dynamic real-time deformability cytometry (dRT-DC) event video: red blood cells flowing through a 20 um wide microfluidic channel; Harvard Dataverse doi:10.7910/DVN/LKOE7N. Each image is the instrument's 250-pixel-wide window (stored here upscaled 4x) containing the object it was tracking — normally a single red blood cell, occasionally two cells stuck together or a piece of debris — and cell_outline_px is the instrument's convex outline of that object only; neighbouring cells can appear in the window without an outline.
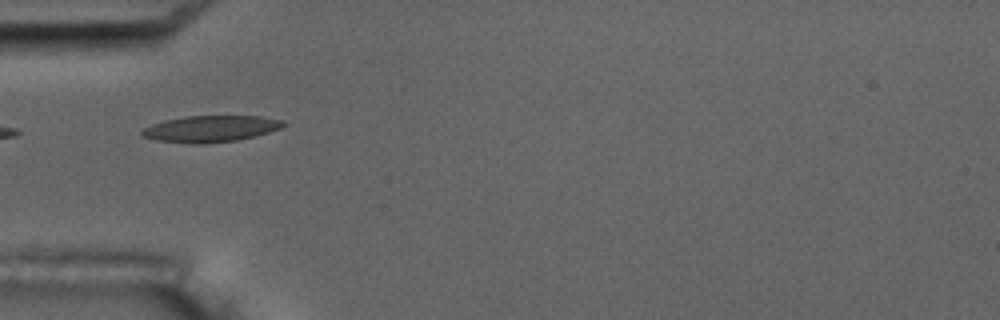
{"species": "common noctule bat (a hibernating species)", "species_latin": "Nyctalus noctula", "temperature_condition": "room temperature", "stored_images_in_passage": 17, "camera_frame_rate_fps": 3000, "um_per_image_px": 0.085, "animal": {"sex": "male", "body_mass_g": 17.5, "forearm_length_mm": 52.3}, "frame": {"image": 1, "passage_image": 6, "time_ms": 5.667, "image_size_px": [1000, 320], "cell_outline_px": [[288, 124], [280, 128], [256, 136], [236, 140], [204, 144], [192, 144], [156, 140], [144, 136], [140, 132], [144, 128], [152, 124], [164, 120], [184, 116], [260, 116], [284, 120]], "centroid_in_image_um": [17.92, 10.94], "position_along_channel_um": 67.1, "area_um2": 21.85}, "authors_computed_cell_mechanics": {"area_um2": 22.253, "velocity_mm_per_s": 3.4788, "shape_relaxation_time_tau1_ms": 2.9074, "shape_relaxation_time_tau2_ms": 0.7208, "deformation_change_tau1": 0.11, "deformation_change_tau2": 0.0348}}